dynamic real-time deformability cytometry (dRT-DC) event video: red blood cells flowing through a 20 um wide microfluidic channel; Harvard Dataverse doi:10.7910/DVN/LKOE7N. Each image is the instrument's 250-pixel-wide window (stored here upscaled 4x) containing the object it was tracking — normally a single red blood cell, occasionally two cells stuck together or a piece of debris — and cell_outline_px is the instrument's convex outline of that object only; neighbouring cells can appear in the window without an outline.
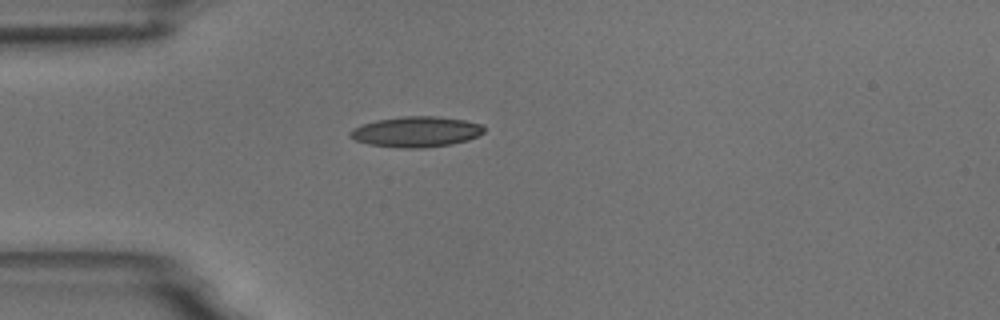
{"species": "common noctule bat (a hibernating species)", "species_latin": "Nyctalus noctula", "temperature_condition": "room temperature", "stored_images_in_passage": 3, "camera_frame_rate_fps": 3000, "um_per_image_px": 0.085, "animal": {"sex": "male", "body_mass_g": 18.8}, "frame": {"image": 1, "passage_image": 1, "time_ms": 0.0, "image_size_px": [1000, 320], "cell_outline_px": [[484, 132], [468, 140], [452, 144], [424, 148], [400, 148], [368, 144], [356, 140], [348, 136], [348, 132], [352, 128], [376, 120], [404, 116], [436, 116], [464, 120], [484, 124]], "centroid_in_image_um": [35.37, 11.2], "position_along_channel_um": 49.6, "area_um2": 23.93}}